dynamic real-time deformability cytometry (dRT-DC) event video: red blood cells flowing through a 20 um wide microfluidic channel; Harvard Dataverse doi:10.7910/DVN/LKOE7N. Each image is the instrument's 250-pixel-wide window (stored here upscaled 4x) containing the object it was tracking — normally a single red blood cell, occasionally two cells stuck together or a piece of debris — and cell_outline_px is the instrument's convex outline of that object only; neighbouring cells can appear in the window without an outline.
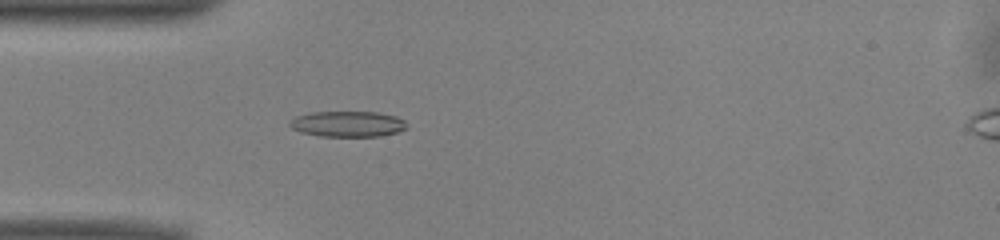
{"species": "common noctule bat (a hibernating species)", "species_latin": "Nyctalus noctula", "temperature_condition": "warm", "stored_images_in_passage": 51, "camera_frame_rate_fps": 3000, "um_per_image_px": 0.085, "animal": {"sex": "male", "body_mass_g": 13.0, "forearm_length_mm": 53.1}, "frame": {"image": 1, "passage_image": 15, "time_ms": 4.667, "image_size_px": [1000, 240], "cell_outline_px": [[408, 128], [400, 132], [380, 136], [320, 136], [300, 132], [292, 128], [288, 124], [296, 116], [312, 112], [376, 112], [396, 116], [404, 120]], "centroid_in_image_um": [29.58, 10.54], "position_along_channel_um": 55.4, "area_um2": 17.57}}
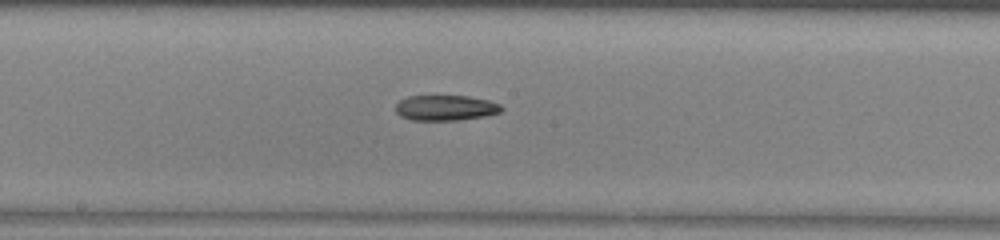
{"frame": {"image": 2, "passage_image": 27, "time_ms": 8.667, "image_size_px": [1000, 240], "cell_outline_px": [[504, 108], [500, 112], [484, 116], [456, 120], [412, 120], [400, 116], [396, 112], [396, 104], [400, 100], [408, 96], [468, 96], [488, 100], [500, 104]], "centroid_in_image_um": [37.87, 9.16], "position_along_channel_um": 210.3, "area_um2": 15.61}}
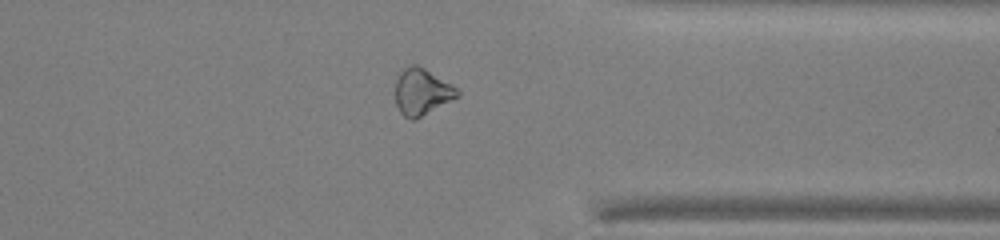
{"frame": {"image": 3, "passage_image": 40, "time_ms": 13.0, "image_size_px": [1000, 240], "cell_outline_px": [[460, 96], [416, 120], [412, 120], [404, 116], [400, 112], [396, 104], [396, 80], [400, 72], [404, 68], [412, 64], [416, 64], [424, 68], [452, 84], [460, 92]], "centroid_in_image_um": [35.87, 7.82], "position_along_channel_um": 375.5, "area_um2": 16.88}}